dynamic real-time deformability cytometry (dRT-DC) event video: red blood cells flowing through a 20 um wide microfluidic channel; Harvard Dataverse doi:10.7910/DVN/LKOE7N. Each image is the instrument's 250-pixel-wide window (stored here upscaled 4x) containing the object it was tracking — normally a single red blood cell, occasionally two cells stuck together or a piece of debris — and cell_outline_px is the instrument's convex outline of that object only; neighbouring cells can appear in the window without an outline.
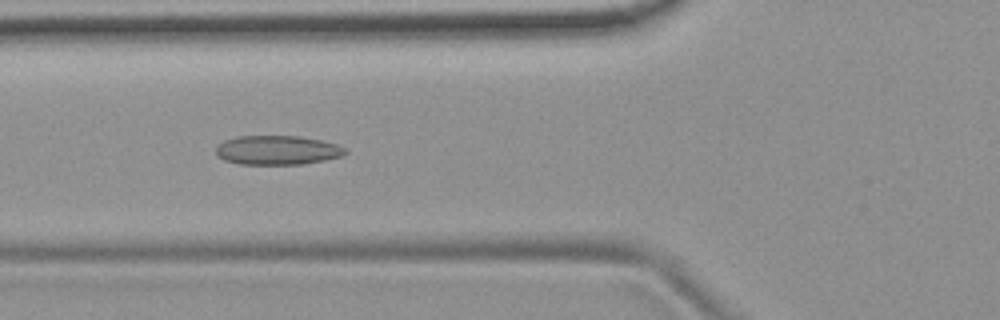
{"species": "common noctule bat (a hibernating species)", "species_latin": "Nyctalus noctula", "temperature_condition": "room temperature", "stored_images_in_passage": 53, "camera_frame_rate_fps": 3000, "um_per_image_px": 0.085, "animal": {"sex": "female", "body_mass_g": 19.9}, "frame": {"image": 1, "passage_image": 19, "time_ms": 6.0, "image_size_px": [1000, 320], "cell_outline_px": [[348, 152], [344, 156], [304, 164], [240, 164], [224, 160], [216, 156], [216, 148], [224, 140], [236, 136], [300, 136], [320, 140], [336, 144], [344, 148]], "centroid_in_image_um": [23.57, 12.76], "position_along_channel_um": 102.2, "area_um2": 22.08}}
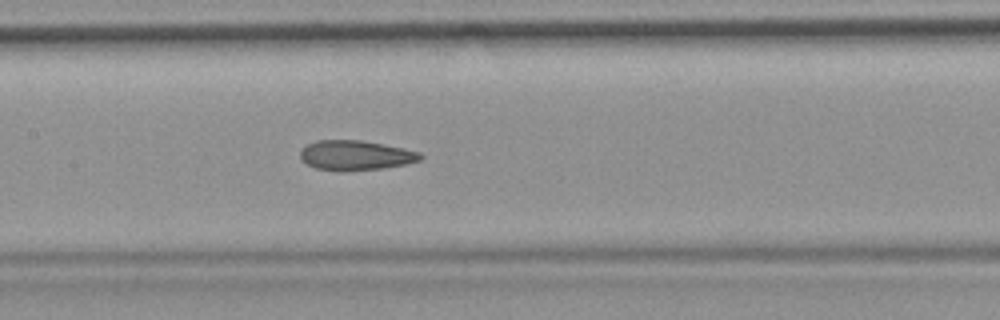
{"frame": {"image": 2, "passage_image": 25, "time_ms": 8.0, "image_size_px": [1000, 320], "cell_outline_px": [[424, 156], [420, 160], [404, 164], [384, 168], [340, 172], [316, 168], [300, 160], [300, 152], [308, 144], [316, 140], [360, 140], [384, 144], [404, 148], [420, 152]], "centroid_in_image_um": [30.22, 13.21], "position_along_channel_um": 177.2, "area_um2": 20.98}}
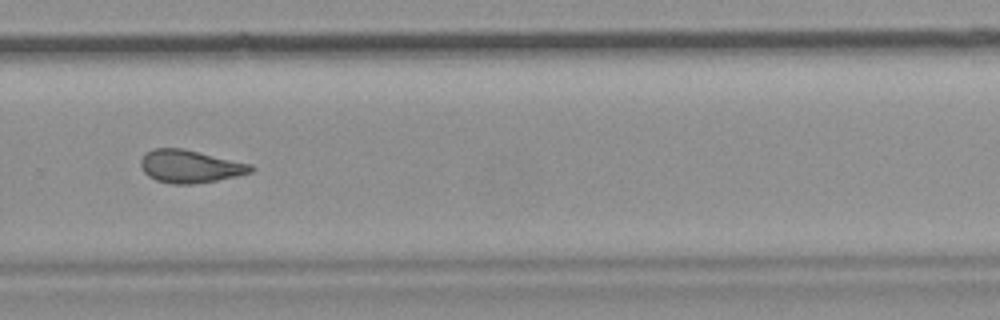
{"frame": {"image": 3, "passage_image": 36, "time_ms": 11.667, "image_size_px": [1000, 320], "cell_outline_px": [[256, 168], [252, 172], [236, 176], [216, 180], [192, 184], [172, 184], [156, 180], [148, 176], [140, 168], [140, 160], [152, 148], [184, 148], [252, 164]], "centroid_in_image_um": [16.16, 14.14], "position_along_channel_um": 313.6, "area_um2": 21.15}, "authors_computed_cell_mechanics": {"area_um2": 21.5594, "velocity_mm_per_s": 3.7392, "shape_relaxation_time_tau1_ms": null, "shape_relaxation_time_tau2_ms": 2.5143, "deformation_change_tau1": null, "deformation_change_tau2": 0.1035}}